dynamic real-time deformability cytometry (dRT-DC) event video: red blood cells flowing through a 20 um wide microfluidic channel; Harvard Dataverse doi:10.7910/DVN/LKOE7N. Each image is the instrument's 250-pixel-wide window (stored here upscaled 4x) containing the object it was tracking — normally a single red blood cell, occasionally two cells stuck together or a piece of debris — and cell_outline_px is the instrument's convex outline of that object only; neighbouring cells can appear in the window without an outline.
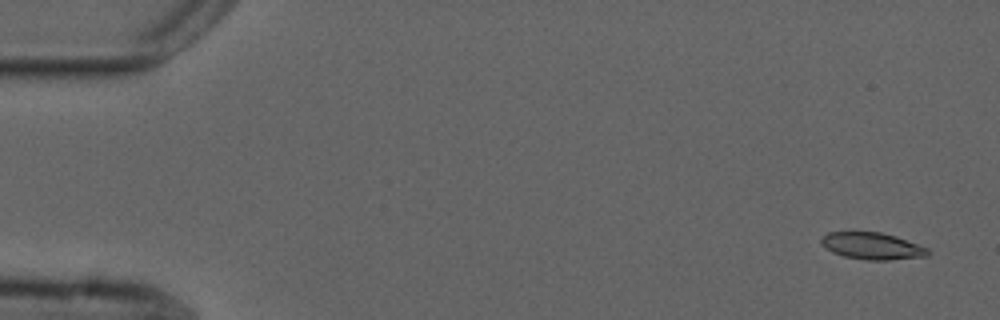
{"species": "common noctule bat (a hibernating species)", "species_latin": "Nyctalus noctula", "temperature_condition": "cold", "stored_images_in_passage": 4, "camera_frame_rate_fps": 3000, "um_per_image_px": 0.085, "animal": {"sex": "male", "forearm_length_mm": 52.5}, "frame": {"image": 1, "passage_image": 1, "time_ms": 0.0, "image_size_px": [1000, 320], "cell_outline_px": [[932, 252], [928, 256], [888, 260], [864, 260], [844, 256], [832, 252], [820, 244], [820, 240], [828, 232], [880, 232], [896, 236], [928, 248]], "centroid_in_image_um": [74.15, 20.91], "position_along_channel_um": 10.9, "area_um2": 16.76}}